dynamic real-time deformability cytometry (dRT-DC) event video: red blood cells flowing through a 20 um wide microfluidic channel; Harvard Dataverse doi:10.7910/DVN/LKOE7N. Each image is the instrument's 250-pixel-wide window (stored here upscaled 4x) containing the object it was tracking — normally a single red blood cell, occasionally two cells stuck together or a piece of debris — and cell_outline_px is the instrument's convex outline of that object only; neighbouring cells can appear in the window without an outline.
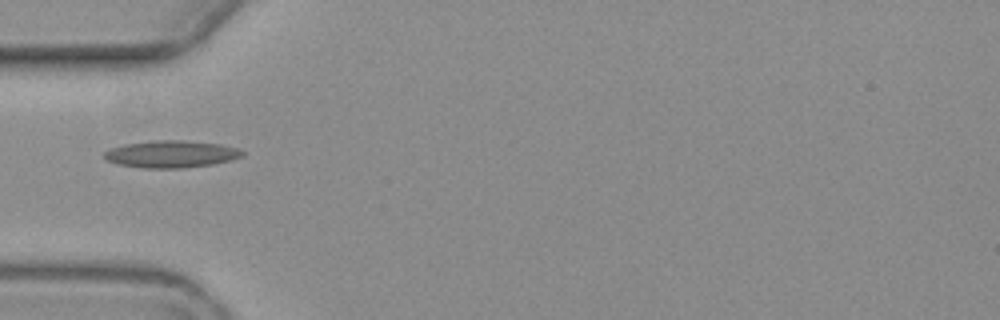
{"species": "common noctule bat (a hibernating species)", "species_latin": "Nyctalus noctula", "temperature_condition": "warm", "stored_images_in_passage": 4, "camera_frame_rate_fps": 3000, "um_per_image_px": 0.085, "animal": {"sex": "female", "body_mass_g": 19.3, "forearm_length_mm": 54.1}, "frame": {"image": 1, "passage_image": 1, "time_ms": 0.0, "image_size_px": [1000, 320], "cell_outline_px": [[244, 156], [232, 160], [212, 164], [184, 168], [144, 168], [116, 164], [104, 160], [104, 152], [112, 148], [124, 144], [152, 140], [180, 140], [220, 144], [240, 148], [244, 152]], "centroid_in_image_um": [14.56, 13.1], "position_along_channel_um": 70.4, "area_um2": 22.02}}
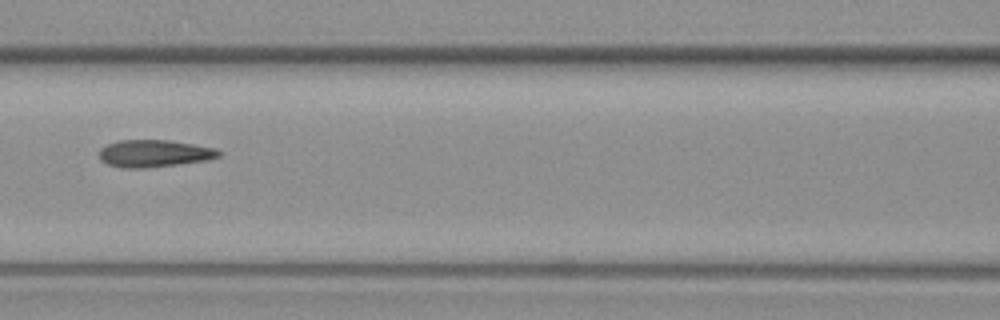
{"frame": {"image": 2, "passage_image": 3, "time_ms": 2.333, "image_size_px": [1000, 320], "cell_outline_px": [[220, 156], [208, 160], [144, 168], [120, 168], [108, 164], [100, 160], [100, 148], [116, 140], [168, 140], [216, 148], [220, 152]], "centroid_in_image_um": [13.08, 13.04], "position_along_channel_um": 153.5, "area_um2": 18.9}}
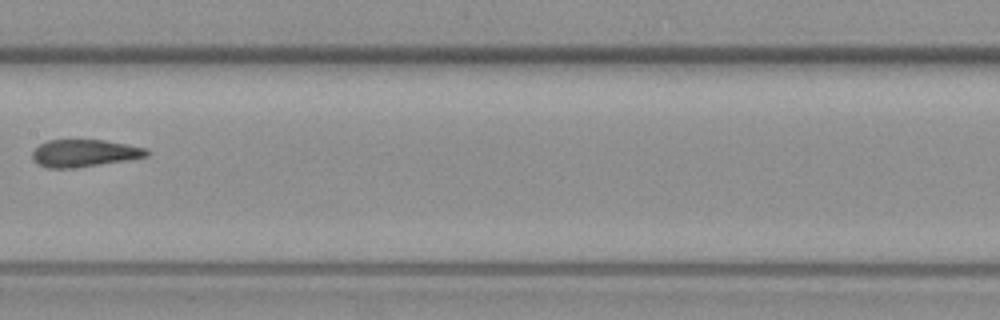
{"frame": {"image": 3, "passage_image": 4, "time_ms": 3.667, "image_size_px": [1000, 320], "cell_outline_px": [[148, 156], [128, 160], [72, 168], [48, 168], [36, 164], [32, 160], [32, 152], [40, 144], [48, 140], [104, 140], [148, 148]], "centroid_in_image_um": [7.15, 13.02], "position_along_channel_um": 200.3, "area_um2": 18.21}}